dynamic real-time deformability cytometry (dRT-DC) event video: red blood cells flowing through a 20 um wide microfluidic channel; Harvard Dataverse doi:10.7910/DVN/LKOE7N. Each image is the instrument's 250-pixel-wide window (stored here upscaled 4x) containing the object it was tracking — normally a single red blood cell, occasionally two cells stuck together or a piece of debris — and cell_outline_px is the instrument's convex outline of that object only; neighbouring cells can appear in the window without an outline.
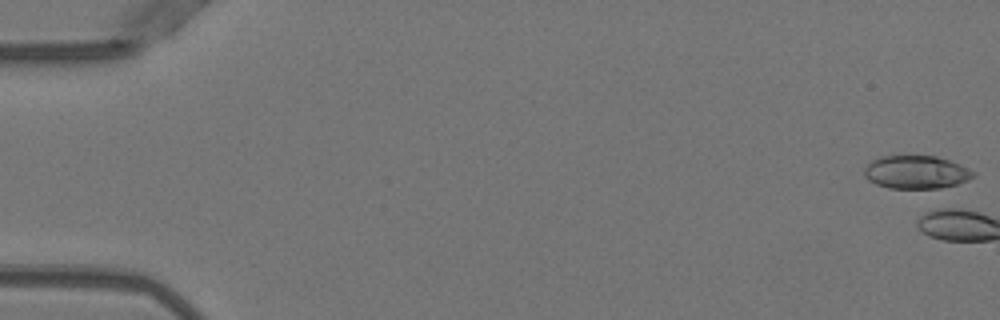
{"species": "Egyptian fruit bat (a non-hibernating species)", "species_latin": "Rousettus aegyptiacus", "temperature_condition": "warm", "stored_images_in_passage": 6, "camera_frame_rate_fps": 3000, "um_per_image_px": 0.085, "animal": {"sex": "female"}, "frame": {"image": 1, "passage_image": 1, "time_ms": 0.0, "image_size_px": [1000, 320], "cell_outline_px": [[976, 176], [968, 180], [956, 184], [940, 188], [888, 188], [876, 184], [868, 180], [864, 176], [864, 168], [872, 160], [880, 156], [936, 156], [960, 164], [976, 172]], "centroid_in_image_um": [77.88, 14.63], "position_along_channel_um": 7.1, "area_um2": 21.1}}
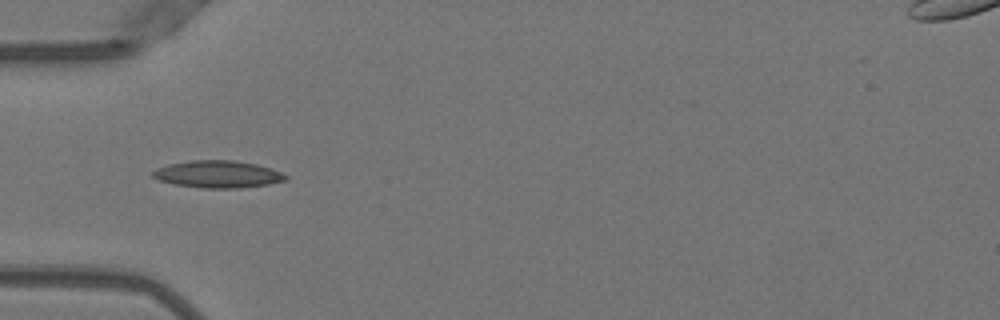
{"frame": {"image": 2, "passage_image": 6, "time_ms": 1.667, "image_size_px": [1000, 320], "cell_outline_px": [[288, 180], [268, 184], [236, 188], [204, 188], [176, 184], [160, 180], [152, 176], [152, 172], [156, 168], [168, 164], [192, 160], [232, 160], [256, 164], [280, 172], [288, 176]], "centroid_in_image_um": [18.51, 14.8], "position_along_channel_um": 66.5, "area_um2": 20.81}}